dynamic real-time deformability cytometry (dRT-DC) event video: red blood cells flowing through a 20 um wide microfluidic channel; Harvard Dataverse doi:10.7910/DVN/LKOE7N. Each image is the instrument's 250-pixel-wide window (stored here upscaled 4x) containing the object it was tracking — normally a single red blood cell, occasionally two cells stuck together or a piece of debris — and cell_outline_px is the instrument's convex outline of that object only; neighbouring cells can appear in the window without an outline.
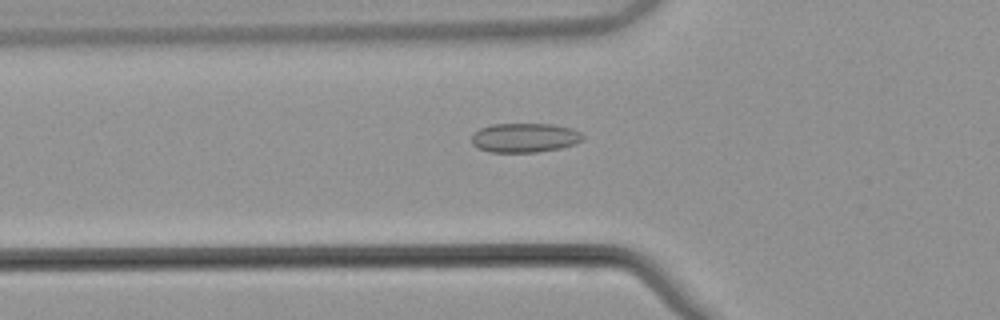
{"species": "common noctule bat (a hibernating species)", "species_latin": "Nyctalus noctula", "temperature_condition": "warm", "stored_images_in_passage": 53, "camera_frame_rate_fps": 3000, "um_per_image_px": 0.085, "animal": {"sex": "male", "body_mass_g": 21.5, "forearm_length_mm": 52.0}, "frame": {"image": 1, "passage_image": 19, "time_ms": 6.0, "image_size_px": [1000, 320], "cell_outline_px": [[584, 140], [576, 144], [560, 148], [536, 152], [488, 152], [472, 144], [472, 136], [480, 128], [492, 124], [552, 124], [572, 128], [580, 132], [584, 136]], "centroid_in_image_um": [44.64, 11.7], "position_along_channel_um": 81.2, "area_um2": 19.02}}
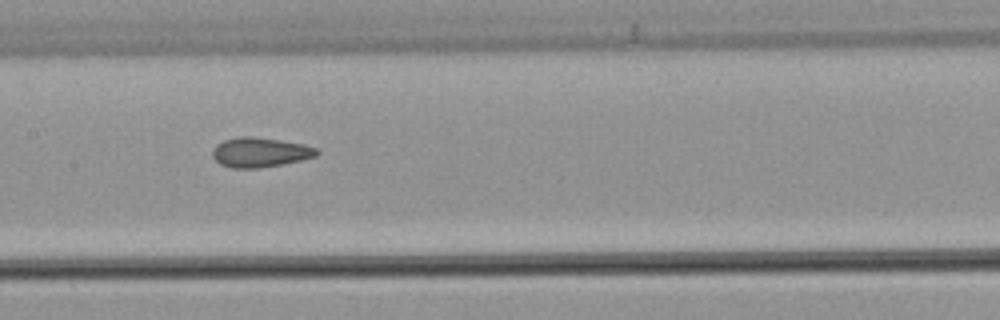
{"frame": {"image": 2, "passage_image": 27, "time_ms": 8.667, "image_size_px": [1000, 320], "cell_outline_px": [[320, 152], [316, 156], [300, 160], [280, 164], [256, 168], [232, 168], [220, 164], [212, 156], [212, 148], [216, 144], [224, 140], [240, 136], [252, 136], [280, 140], [304, 144], [320, 148]], "centroid_in_image_um": [22.1, 12.93], "position_along_channel_um": 185.3, "area_um2": 18.09}}
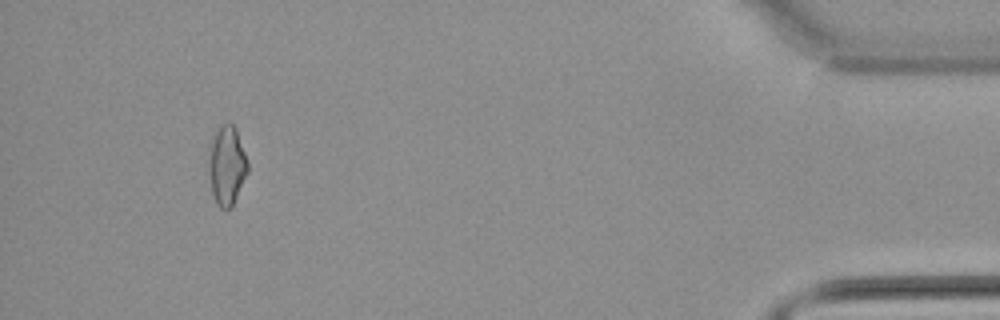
{"frame": {"image": 3, "passage_image": 50, "time_ms": 16.333, "image_size_px": [1000, 320], "cell_outline_px": [[248, 172], [232, 208], [220, 208], [216, 204], [212, 192], [208, 172], [208, 144], [212, 136], [224, 124], [232, 124], [236, 128], [248, 160]], "centroid_in_image_um": [19.26, 14.08], "position_along_channel_um": 415.9, "area_um2": 18.32}, "authors_computed_cell_mechanics": {"area_um2": 17.918, "velocity_mm_per_s": 3.875, "shape_relaxation_time_tau1_ms": null, "shape_relaxation_time_tau2_ms": 2.1223, "deformation_change_tau1": null, "deformation_change_tau2": 0.0778}}